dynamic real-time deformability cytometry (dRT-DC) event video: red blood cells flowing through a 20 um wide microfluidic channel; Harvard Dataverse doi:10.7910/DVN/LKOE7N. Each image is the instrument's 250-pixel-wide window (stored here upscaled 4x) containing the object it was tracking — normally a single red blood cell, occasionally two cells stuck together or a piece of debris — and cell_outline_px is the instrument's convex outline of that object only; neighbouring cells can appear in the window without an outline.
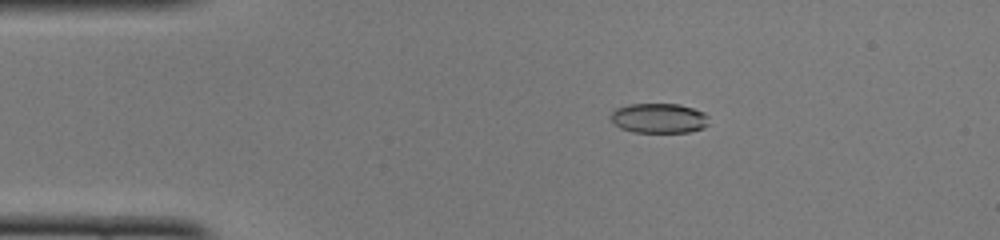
{"species": "common noctule bat (a hibernating species)", "species_latin": "Nyctalus noctula", "temperature_condition": "cold", "stored_images_in_passage": 49, "camera_frame_rate_fps": 3000, "um_per_image_px": 0.085, "animal": {"sex": "female", "body_mass_g": 22.0, "forearm_length_mm": 56.7}, "frame": {"image": 1, "passage_image": 8, "time_ms": 2.333, "image_size_px": [1000, 240], "cell_outline_px": [[708, 124], [704, 128], [688, 132], [636, 132], [620, 128], [612, 120], [612, 112], [616, 108], [628, 104], [680, 104], [704, 112], [708, 116]], "centroid_in_image_um": [56.04, 10.04], "position_along_channel_um": 29.0, "area_um2": 16.99}}
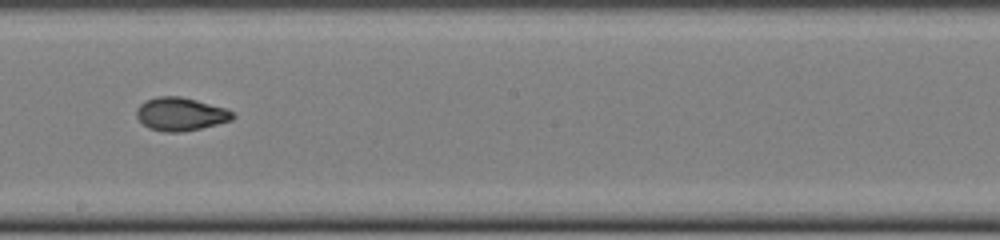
{"frame": {"image": 2, "passage_image": 27, "time_ms": 8.667, "image_size_px": [1000, 240], "cell_outline_px": [[236, 116], [232, 120], [200, 128], [180, 132], [164, 132], [148, 128], [136, 116], [136, 108], [144, 100], [156, 96], [180, 96], [196, 100], [224, 108], [232, 112]], "centroid_in_image_um": [15.31, 9.69], "position_along_channel_um": 232.9, "area_um2": 18.55}}
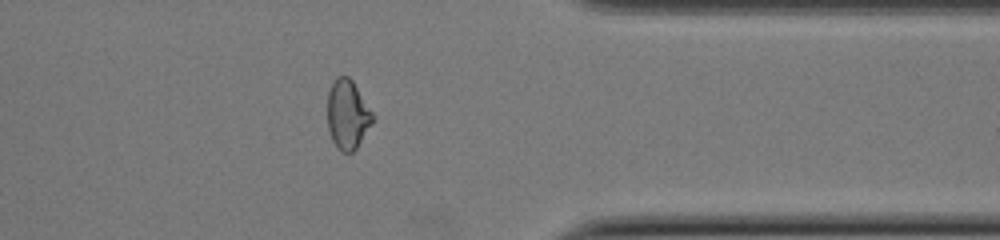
{"frame": {"image": 3, "passage_image": 39, "time_ms": 12.667, "image_size_px": [1000, 240], "cell_outline_px": [[376, 116], [356, 148], [352, 152], [340, 152], [336, 148], [332, 140], [328, 128], [328, 92], [336, 76], [348, 76], [352, 80]], "centroid_in_image_um": [29.55, 9.73], "position_along_channel_um": 381.9, "area_um2": 18.26}, "authors_computed_cell_mechanics": {"area_um2": 18.207, "velocity_mm_per_s": 4.0044, "shape_relaxation_time_tau1_ms": 9.3645, "shape_relaxation_time_tau2_ms": 1.3622, "deformation_change_tau1": 0.2552, "deformation_change_tau2": 0.0641}}